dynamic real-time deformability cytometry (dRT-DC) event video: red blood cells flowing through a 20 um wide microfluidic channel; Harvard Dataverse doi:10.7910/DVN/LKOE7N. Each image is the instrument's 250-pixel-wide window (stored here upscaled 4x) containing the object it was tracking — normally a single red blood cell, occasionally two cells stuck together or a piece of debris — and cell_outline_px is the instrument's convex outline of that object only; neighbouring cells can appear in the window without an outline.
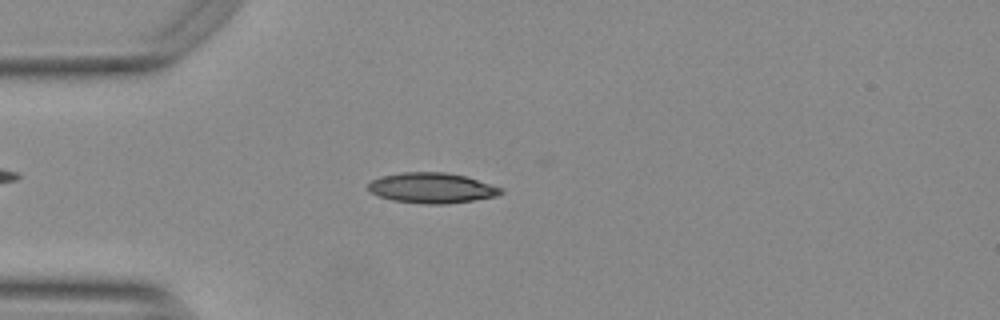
{"species": "Egyptian fruit bat (a non-hibernating species)", "species_latin": "Rousettus aegyptiacus", "temperature_condition": "warm", "stored_images_in_passage": 20, "camera_frame_rate_fps": 3000, "um_per_image_px": 0.085, "animal": {"sex": "female"}, "frame": {"image": 1, "passage_image": 14, "time_ms": 4.333, "image_size_px": [1000, 320], "cell_outline_px": [[504, 192], [496, 196], [448, 204], [428, 204], [392, 200], [376, 196], [368, 192], [368, 184], [372, 180], [384, 176], [404, 172], [444, 172], [464, 176], [500, 188]], "centroid_in_image_um": [36.64, 15.98], "position_along_channel_um": 48.4, "area_um2": 23.18}}
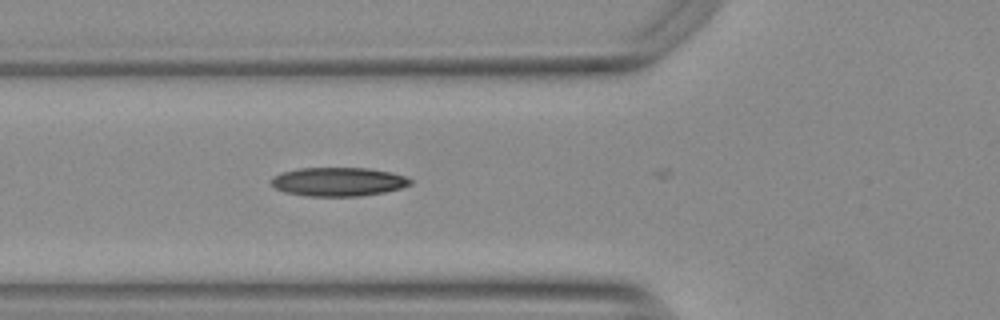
{"frame": {"image": 2, "passage_image": 19, "time_ms": 6.0, "image_size_px": [1000, 320], "cell_outline_px": [[412, 184], [400, 188], [384, 192], [360, 196], [304, 196], [284, 192], [276, 188], [272, 184], [272, 180], [276, 176], [284, 172], [300, 168], [368, 168], [392, 172], [404, 176], [412, 180]], "centroid_in_image_um": [28.79, 15.45], "position_along_channel_um": 97.0, "area_um2": 23.18}}